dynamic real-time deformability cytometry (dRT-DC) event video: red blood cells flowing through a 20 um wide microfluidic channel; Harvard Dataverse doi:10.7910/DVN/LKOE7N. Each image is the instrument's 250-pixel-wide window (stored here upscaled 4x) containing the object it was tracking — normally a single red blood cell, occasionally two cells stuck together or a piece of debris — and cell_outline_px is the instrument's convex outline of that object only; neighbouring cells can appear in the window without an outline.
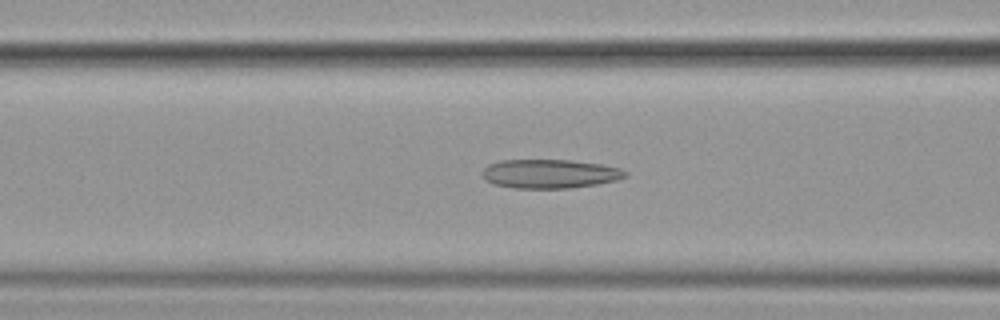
{"species": "common noctule bat (a hibernating species)", "species_latin": "Nyctalus noctula", "temperature_condition": "cold", "stored_images_in_passage": 55, "camera_frame_rate_fps": 3000, "um_per_image_px": 0.085, "animal": {"sex": "female", "body_mass_g": 19.9}, "frame": {"image": 1, "passage_image": 22, "time_ms": 7.0, "image_size_px": [1000, 320], "cell_outline_px": [[628, 176], [616, 180], [596, 184], [568, 188], [512, 188], [496, 184], [484, 180], [484, 168], [488, 164], [500, 160], [572, 160], [600, 164], [620, 168], [628, 172]], "centroid_in_image_um": [46.75, 14.76], "position_along_channel_um": 119.9, "area_um2": 24.04}}
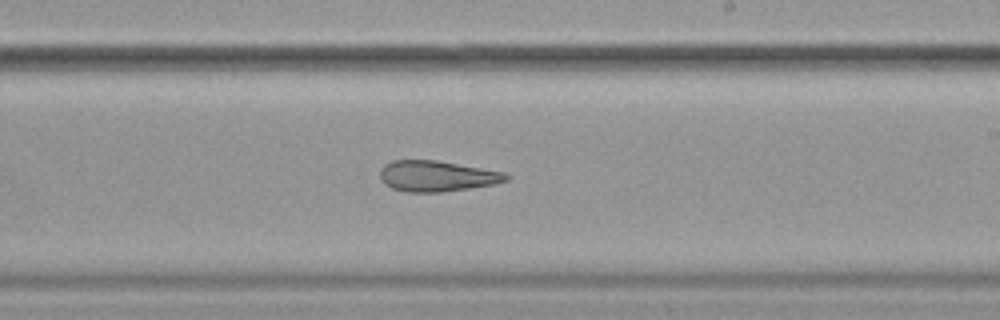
{"frame": {"image": 2, "passage_image": 33, "time_ms": 10.667, "image_size_px": [1000, 320], "cell_outline_px": [[512, 176], [508, 180], [496, 184], [440, 192], [408, 192], [392, 188], [384, 184], [380, 180], [380, 168], [384, 164], [392, 160], [436, 160], [504, 172]], "centroid_in_image_um": [37.12, 14.96], "position_along_channel_um": 251.9, "area_um2": 22.72}}
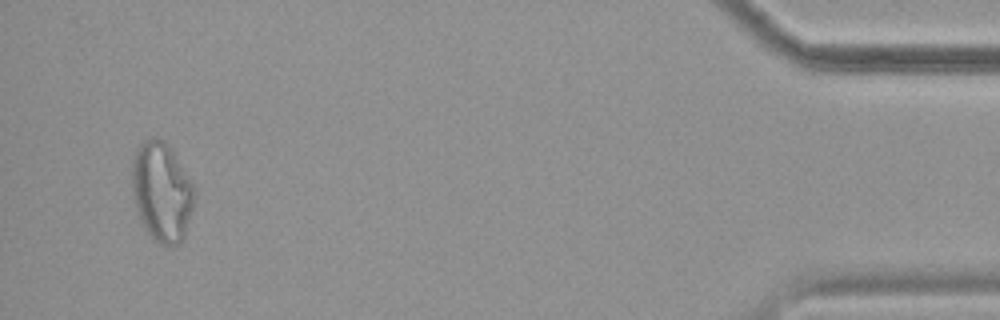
{"frame": {"image": 3, "passage_image": 53, "time_ms": 17.333, "image_size_px": [1000, 320], "cell_outline_px": [[196, 192], [192, 208], [184, 236], [176, 244], [160, 244], [144, 228], [136, 208], [132, 196], [132, 160], [136, 148], [144, 140], [156, 136], [164, 140], [168, 144], [196, 188]], "centroid_in_image_um": [13.73, 16.24], "position_along_channel_um": 421.5, "area_um2": 36.01}, "authors_computed_cell_mechanics": {"area_um2": 26.588, "velocity_mm_per_s": 3.6121, "shape_relaxation_time_tau1_ms": null, "shape_relaxation_time_tau2_ms": 11.2957, "deformation_change_tau1": null, "deformation_change_tau2": 0.2611}}